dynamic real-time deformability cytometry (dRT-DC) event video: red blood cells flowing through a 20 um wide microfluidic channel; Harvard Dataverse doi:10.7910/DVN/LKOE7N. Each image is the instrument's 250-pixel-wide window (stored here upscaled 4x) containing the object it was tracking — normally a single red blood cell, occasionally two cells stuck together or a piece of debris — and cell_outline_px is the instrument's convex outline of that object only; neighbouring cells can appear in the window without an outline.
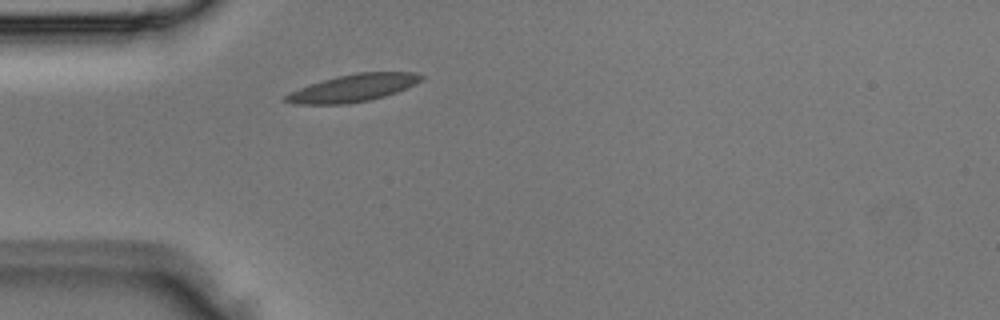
{"species": "Egyptian fruit bat (a non-hibernating species)", "species_latin": "Rousettus aegyptiacus", "temperature_condition": "room temperature", "stored_images_in_passage": 1, "camera_frame_rate_fps": 3000, "um_per_image_px": 0.085, "animal": {"sex": "male"}, "frame": {"image": 1, "passage_image": 1, "time_ms": 0.0, "image_size_px": [1000, 320], "cell_outline_px": [[424, 76], [416, 84], [396, 92], [384, 96], [368, 100], [344, 104], [292, 104], [280, 100], [284, 96], [300, 88], [336, 76], [356, 72], [416, 72]], "centroid_in_image_um": [30.01, 7.48], "position_along_channel_um": 55.0, "area_um2": 21.44}}